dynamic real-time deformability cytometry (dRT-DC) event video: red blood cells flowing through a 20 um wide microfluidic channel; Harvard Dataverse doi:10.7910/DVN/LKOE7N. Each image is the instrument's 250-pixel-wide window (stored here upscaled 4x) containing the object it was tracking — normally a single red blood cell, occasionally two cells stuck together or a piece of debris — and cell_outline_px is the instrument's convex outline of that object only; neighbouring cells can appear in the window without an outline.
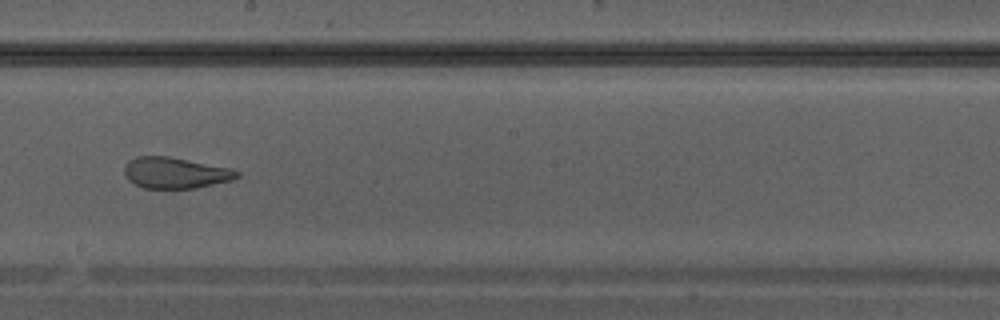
{"species": "Egyptian fruit bat (a non-hibernating species)", "species_latin": "Rousettus aegyptiacus", "temperature_condition": "warm", "stored_images_in_passage": 28, "camera_frame_rate_fps": 3000, "um_per_image_px": 0.085, "animal": {"sex": "male"}, "frame": {"image": 1, "passage_image": 16, "time_ms": 5.0, "image_size_px": [1000, 320], "cell_outline_px": [[240, 176], [232, 180], [196, 188], [144, 188], [128, 180], [124, 176], [124, 164], [128, 160], [136, 156], [168, 156], [228, 168], [240, 172]], "centroid_in_image_um": [14.85, 14.69], "position_along_channel_um": 233.3, "area_um2": 20.35}}